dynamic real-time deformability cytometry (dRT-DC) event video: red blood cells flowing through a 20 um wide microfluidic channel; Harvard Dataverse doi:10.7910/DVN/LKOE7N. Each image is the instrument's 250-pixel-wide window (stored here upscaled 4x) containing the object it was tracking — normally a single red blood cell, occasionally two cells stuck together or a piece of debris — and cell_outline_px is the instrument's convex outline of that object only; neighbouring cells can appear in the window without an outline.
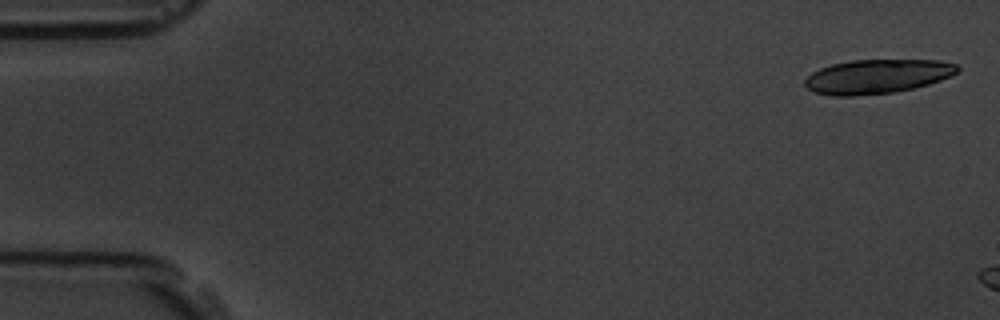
{"species": "common noctule bat (a hibernating species)", "species_latin": "Nyctalus noctula", "temperature_condition": "room temperature", "stored_images_in_passage": 3, "camera_frame_rate_fps": 3000, "um_per_image_px": 0.085, "animal": {"sex": "male", "body_mass_g": 19.5, "forearm_length_mm": 54.6}, "frame": {"image": 1, "passage_image": 1, "time_ms": 0.0, "image_size_px": [1000, 320], "cell_outline_px": [[960, 68], [956, 72], [940, 80], [928, 84], [912, 88], [892, 92], [856, 96], [832, 96], [812, 92], [804, 84], [804, 80], [812, 72], [820, 68], [832, 64], [852, 60], [936, 60], [956, 64]], "centroid_in_image_um": [74.5, 6.5], "position_along_channel_um": 10.5, "area_um2": 30.23}}